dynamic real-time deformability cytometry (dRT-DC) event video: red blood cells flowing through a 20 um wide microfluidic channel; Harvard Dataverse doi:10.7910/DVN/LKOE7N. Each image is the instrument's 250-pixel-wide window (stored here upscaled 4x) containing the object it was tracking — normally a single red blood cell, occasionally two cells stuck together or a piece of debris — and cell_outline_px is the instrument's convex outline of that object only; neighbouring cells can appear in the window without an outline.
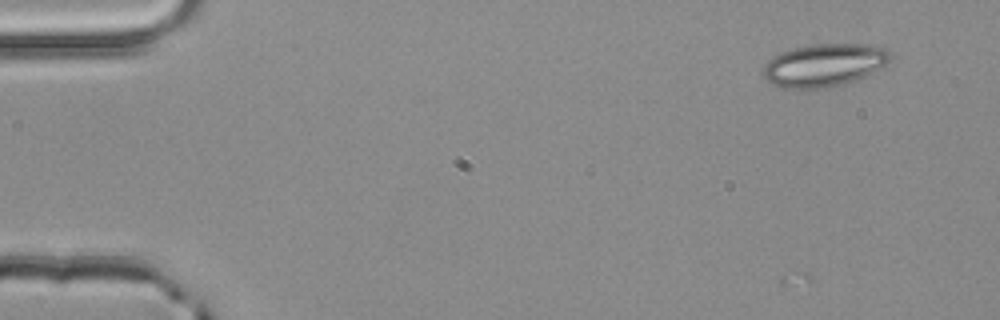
{"species": "common noctule bat (a hibernating species)", "species_latin": "Nyctalus noctula", "temperature_condition": "room temperature", "stored_images_in_passage": 55, "camera_frame_rate_fps": 3000, "um_per_image_px": 0.085, "animal": {"sex": "male", "body_mass_g": 20.4}, "frame": {"image": 1, "passage_image": 6, "time_ms": 1.667, "image_size_px": [1000, 320], "cell_outline_px": [[892, 56], [884, 64], [872, 72], [864, 76], [828, 88], [780, 88], [772, 84], [764, 76], [764, 64], [772, 56], [796, 48], [812, 44], [872, 44], [888, 48]], "centroid_in_image_um": [70.05, 5.52], "position_along_channel_um": 14.9, "area_um2": 31.39}}
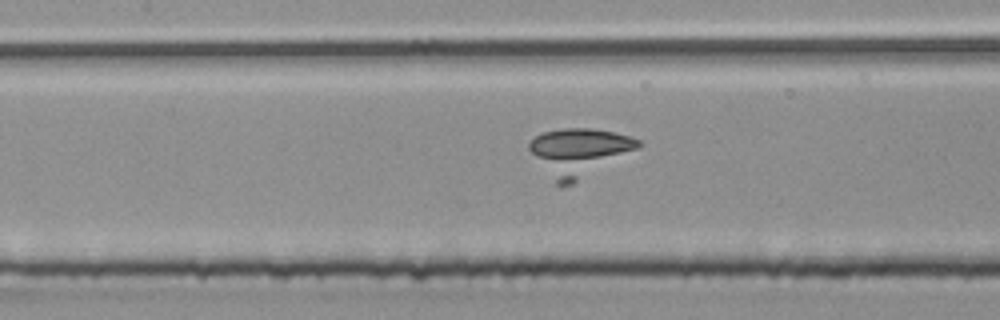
{"frame": {"image": 2, "passage_image": 26, "time_ms": 8.333, "image_size_px": [1000, 320], "cell_outline_px": [[644, 144], [572, 184], [560, 188], [556, 184], [528, 148], [528, 144], [536, 136], [544, 132], [564, 128], [588, 128], [612, 132], [628, 136], [640, 140]], "centroid_in_image_um": [49.2, 12.92], "position_along_channel_um": 158.2, "area_um2": 29.48}}
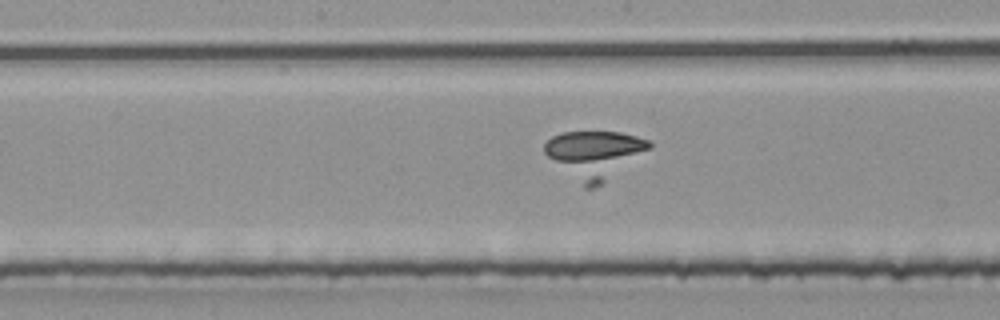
{"frame": {"image": 3, "passage_image": 29, "time_ms": 9.333, "image_size_px": [1000, 320], "cell_outline_px": [[652, 148], [596, 188], [584, 188], [548, 156], [544, 152], [544, 144], [552, 136], [560, 132], [620, 132], [652, 140]], "centroid_in_image_um": [50.57, 13.12], "position_along_channel_um": 197.6, "area_um2": 28.96}}